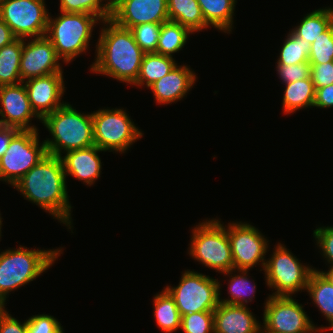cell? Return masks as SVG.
<instances>
[{
  "mask_svg": "<svg viewBox=\"0 0 333 333\" xmlns=\"http://www.w3.org/2000/svg\"><path fill=\"white\" fill-rule=\"evenodd\" d=\"M22 195L55 218L71 225V205L61 158L46 154L15 185Z\"/></svg>",
  "mask_w": 333,
  "mask_h": 333,
  "instance_id": "cell-1",
  "label": "cell"
},
{
  "mask_svg": "<svg viewBox=\"0 0 333 333\" xmlns=\"http://www.w3.org/2000/svg\"><path fill=\"white\" fill-rule=\"evenodd\" d=\"M107 28L101 30L97 58L91 71L101 73L122 82L133 84L138 77L144 52L137 45L130 29L106 19Z\"/></svg>",
  "mask_w": 333,
  "mask_h": 333,
  "instance_id": "cell-2",
  "label": "cell"
},
{
  "mask_svg": "<svg viewBox=\"0 0 333 333\" xmlns=\"http://www.w3.org/2000/svg\"><path fill=\"white\" fill-rule=\"evenodd\" d=\"M42 123L50 131L52 140H44L47 154L61 157V152L78 150L94 145L91 114H81L68 103L47 115Z\"/></svg>",
  "mask_w": 333,
  "mask_h": 333,
  "instance_id": "cell-3",
  "label": "cell"
},
{
  "mask_svg": "<svg viewBox=\"0 0 333 333\" xmlns=\"http://www.w3.org/2000/svg\"><path fill=\"white\" fill-rule=\"evenodd\" d=\"M62 249L29 250L20 246L17 250L0 253V301L6 295L40 276L60 256Z\"/></svg>",
  "mask_w": 333,
  "mask_h": 333,
  "instance_id": "cell-4",
  "label": "cell"
},
{
  "mask_svg": "<svg viewBox=\"0 0 333 333\" xmlns=\"http://www.w3.org/2000/svg\"><path fill=\"white\" fill-rule=\"evenodd\" d=\"M98 20L92 14L61 12L58 18L48 19L45 36L52 43L57 56L68 63L85 52L92 36V28Z\"/></svg>",
  "mask_w": 333,
  "mask_h": 333,
  "instance_id": "cell-5",
  "label": "cell"
},
{
  "mask_svg": "<svg viewBox=\"0 0 333 333\" xmlns=\"http://www.w3.org/2000/svg\"><path fill=\"white\" fill-rule=\"evenodd\" d=\"M197 226L192 233L190 255L206 267L230 275L234 264L227 229L216 219Z\"/></svg>",
  "mask_w": 333,
  "mask_h": 333,
  "instance_id": "cell-6",
  "label": "cell"
},
{
  "mask_svg": "<svg viewBox=\"0 0 333 333\" xmlns=\"http://www.w3.org/2000/svg\"><path fill=\"white\" fill-rule=\"evenodd\" d=\"M180 312L181 317L201 311H214L219 304L220 284L194 271H185L177 287L164 288Z\"/></svg>",
  "mask_w": 333,
  "mask_h": 333,
  "instance_id": "cell-7",
  "label": "cell"
},
{
  "mask_svg": "<svg viewBox=\"0 0 333 333\" xmlns=\"http://www.w3.org/2000/svg\"><path fill=\"white\" fill-rule=\"evenodd\" d=\"M37 130H19L0 158V180L14 186L47 154L45 143L39 146Z\"/></svg>",
  "mask_w": 333,
  "mask_h": 333,
  "instance_id": "cell-8",
  "label": "cell"
},
{
  "mask_svg": "<svg viewBox=\"0 0 333 333\" xmlns=\"http://www.w3.org/2000/svg\"><path fill=\"white\" fill-rule=\"evenodd\" d=\"M94 145L104 151L125 152L142 137L125 110L101 109L92 113Z\"/></svg>",
  "mask_w": 333,
  "mask_h": 333,
  "instance_id": "cell-9",
  "label": "cell"
},
{
  "mask_svg": "<svg viewBox=\"0 0 333 333\" xmlns=\"http://www.w3.org/2000/svg\"><path fill=\"white\" fill-rule=\"evenodd\" d=\"M264 272L267 285L277 290L271 296H290L306 290L314 268L300 264L282 244H278L272 257L266 261Z\"/></svg>",
  "mask_w": 333,
  "mask_h": 333,
  "instance_id": "cell-10",
  "label": "cell"
},
{
  "mask_svg": "<svg viewBox=\"0 0 333 333\" xmlns=\"http://www.w3.org/2000/svg\"><path fill=\"white\" fill-rule=\"evenodd\" d=\"M47 12L44 0H0V18L17 39L45 36Z\"/></svg>",
  "mask_w": 333,
  "mask_h": 333,
  "instance_id": "cell-11",
  "label": "cell"
},
{
  "mask_svg": "<svg viewBox=\"0 0 333 333\" xmlns=\"http://www.w3.org/2000/svg\"><path fill=\"white\" fill-rule=\"evenodd\" d=\"M227 228L234 271L249 270L261 261L264 270L268 241L259 230L248 223H230Z\"/></svg>",
  "mask_w": 333,
  "mask_h": 333,
  "instance_id": "cell-12",
  "label": "cell"
},
{
  "mask_svg": "<svg viewBox=\"0 0 333 333\" xmlns=\"http://www.w3.org/2000/svg\"><path fill=\"white\" fill-rule=\"evenodd\" d=\"M263 316V330L268 333H302L312 324L291 296H269Z\"/></svg>",
  "mask_w": 333,
  "mask_h": 333,
  "instance_id": "cell-13",
  "label": "cell"
},
{
  "mask_svg": "<svg viewBox=\"0 0 333 333\" xmlns=\"http://www.w3.org/2000/svg\"><path fill=\"white\" fill-rule=\"evenodd\" d=\"M60 58L56 50L46 36L35 37L31 42H24L20 58V77L22 82L25 79H32L46 76L52 73H63Z\"/></svg>",
  "mask_w": 333,
  "mask_h": 333,
  "instance_id": "cell-14",
  "label": "cell"
},
{
  "mask_svg": "<svg viewBox=\"0 0 333 333\" xmlns=\"http://www.w3.org/2000/svg\"><path fill=\"white\" fill-rule=\"evenodd\" d=\"M110 19L128 29L144 23H163L169 20L167 0H119Z\"/></svg>",
  "mask_w": 333,
  "mask_h": 333,
  "instance_id": "cell-15",
  "label": "cell"
},
{
  "mask_svg": "<svg viewBox=\"0 0 333 333\" xmlns=\"http://www.w3.org/2000/svg\"><path fill=\"white\" fill-rule=\"evenodd\" d=\"M24 82L0 86V125L14 127L19 130H38L29 126L32 117L41 120L31 107ZM7 117V118H6Z\"/></svg>",
  "mask_w": 333,
  "mask_h": 333,
  "instance_id": "cell-16",
  "label": "cell"
},
{
  "mask_svg": "<svg viewBox=\"0 0 333 333\" xmlns=\"http://www.w3.org/2000/svg\"><path fill=\"white\" fill-rule=\"evenodd\" d=\"M62 75V73H52L28 79L24 84L31 107L41 121L64 104L61 103L65 92Z\"/></svg>",
  "mask_w": 333,
  "mask_h": 333,
  "instance_id": "cell-17",
  "label": "cell"
},
{
  "mask_svg": "<svg viewBox=\"0 0 333 333\" xmlns=\"http://www.w3.org/2000/svg\"><path fill=\"white\" fill-rule=\"evenodd\" d=\"M214 333H256L261 329L246 305L219 302L214 310Z\"/></svg>",
  "mask_w": 333,
  "mask_h": 333,
  "instance_id": "cell-18",
  "label": "cell"
},
{
  "mask_svg": "<svg viewBox=\"0 0 333 333\" xmlns=\"http://www.w3.org/2000/svg\"><path fill=\"white\" fill-rule=\"evenodd\" d=\"M100 151L104 150L92 145L66 152L64 157H60L65 175H72L87 185H92L101 172V160L97 154Z\"/></svg>",
  "mask_w": 333,
  "mask_h": 333,
  "instance_id": "cell-19",
  "label": "cell"
},
{
  "mask_svg": "<svg viewBox=\"0 0 333 333\" xmlns=\"http://www.w3.org/2000/svg\"><path fill=\"white\" fill-rule=\"evenodd\" d=\"M196 81L195 73L187 66H175L167 75L153 83L149 88L160 104L181 100Z\"/></svg>",
  "mask_w": 333,
  "mask_h": 333,
  "instance_id": "cell-20",
  "label": "cell"
},
{
  "mask_svg": "<svg viewBox=\"0 0 333 333\" xmlns=\"http://www.w3.org/2000/svg\"><path fill=\"white\" fill-rule=\"evenodd\" d=\"M169 20L188 28L192 33L208 26L197 0H167Z\"/></svg>",
  "mask_w": 333,
  "mask_h": 333,
  "instance_id": "cell-21",
  "label": "cell"
},
{
  "mask_svg": "<svg viewBox=\"0 0 333 333\" xmlns=\"http://www.w3.org/2000/svg\"><path fill=\"white\" fill-rule=\"evenodd\" d=\"M207 26L231 31L236 0H197Z\"/></svg>",
  "mask_w": 333,
  "mask_h": 333,
  "instance_id": "cell-22",
  "label": "cell"
},
{
  "mask_svg": "<svg viewBox=\"0 0 333 333\" xmlns=\"http://www.w3.org/2000/svg\"><path fill=\"white\" fill-rule=\"evenodd\" d=\"M173 57L157 53H145L140 66L137 80L133 85L150 87L157 80L167 75L175 66ZM145 82V83H144Z\"/></svg>",
  "mask_w": 333,
  "mask_h": 333,
  "instance_id": "cell-23",
  "label": "cell"
},
{
  "mask_svg": "<svg viewBox=\"0 0 333 333\" xmlns=\"http://www.w3.org/2000/svg\"><path fill=\"white\" fill-rule=\"evenodd\" d=\"M285 85L282 105L286 113L314 105L316 89L311 76Z\"/></svg>",
  "mask_w": 333,
  "mask_h": 333,
  "instance_id": "cell-24",
  "label": "cell"
},
{
  "mask_svg": "<svg viewBox=\"0 0 333 333\" xmlns=\"http://www.w3.org/2000/svg\"><path fill=\"white\" fill-rule=\"evenodd\" d=\"M23 39H16L0 49V86L21 83L20 58Z\"/></svg>",
  "mask_w": 333,
  "mask_h": 333,
  "instance_id": "cell-25",
  "label": "cell"
},
{
  "mask_svg": "<svg viewBox=\"0 0 333 333\" xmlns=\"http://www.w3.org/2000/svg\"><path fill=\"white\" fill-rule=\"evenodd\" d=\"M314 303L333 326V286L316 269L311 273L306 287Z\"/></svg>",
  "mask_w": 333,
  "mask_h": 333,
  "instance_id": "cell-26",
  "label": "cell"
},
{
  "mask_svg": "<svg viewBox=\"0 0 333 333\" xmlns=\"http://www.w3.org/2000/svg\"><path fill=\"white\" fill-rule=\"evenodd\" d=\"M333 24V9H318L307 14L300 25L292 29V32L308 42L313 43L321 33Z\"/></svg>",
  "mask_w": 333,
  "mask_h": 333,
  "instance_id": "cell-27",
  "label": "cell"
},
{
  "mask_svg": "<svg viewBox=\"0 0 333 333\" xmlns=\"http://www.w3.org/2000/svg\"><path fill=\"white\" fill-rule=\"evenodd\" d=\"M153 302L156 323L162 331L171 333L180 328V312L174 299L165 289L155 295Z\"/></svg>",
  "mask_w": 333,
  "mask_h": 333,
  "instance_id": "cell-28",
  "label": "cell"
},
{
  "mask_svg": "<svg viewBox=\"0 0 333 333\" xmlns=\"http://www.w3.org/2000/svg\"><path fill=\"white\" fill-rule=\"evenodd\" d=\"M190 33L192 34L188 28L177 22L171 20L163 22L156 53L172 57V53L184 47Z\"/></svg>",
  "mask_w": 333,
  "mask_h": 333,
  "instance_id": "cell-29",
  "label": "cell"
},
{
  "mask_svg": "<svg viewBox=\"0 0 333 333\" xmlns=\"http://www.w3.org/2000/svg\"><path fill=\"white\" fill-rule=\"evenodd\" d=\"M311 50L310 42L297 37L292 31L287 35L277 64L293 65L308 62Z\"/></svg>",
  "mask_w": 333,
  "mask_h": 333,
  "instance_id": "cell-30",
  "label": "cell"
},
{
  "mask_svg": "<svg viewBox=\"0 0 333 333\" xmlns=\"http://www.w3.org/2000/svg\"><path fill=\"white\" fill-rule=\"evenodd\" d=\"M102 0H60V11L65 13H87L96 16L99 21L110 19L112 10Z\"/></svg>",
  "mask_w": 333,
  "mask_h": 333,
  "instance_id": "cell-31",
  "label": "cell"
},
{
  "mask_svg": "<svg viewBox=\"0 0 333 333\" xmlns=\"http://www.w3.org/2000/svg\"><path fill=\"white\" fill-rule=\"evenodd\" d=\"M240 272L242 273V275L235 274L229 280V294L232 297H230L229 299L221 300L220 293H219V302L224 303V304H230V305L244 306L245 303L252 301V298H254L256 285L254 284L251 287V285H250L251 283L246 276L248 270H240ZM249 292H250V295H249ZM245 296H250V297H248L249 301L247 300V298Z\"/></svg>",
  "mask_w": 333,
  "mask_h": 333,
  "instance_id": "cell-32",
  "label": "cell"
},
{
  "mask_svg": "<svg viewBox=\"0 0 333 333\" xmlns=\"http://www.w3.org/2000/svg\"><path fill=\"white\" fill-rule=\"evenodd\" d=\"M162 23H144L130 28L134 40L144 53H156Z\"/></svg>",
  "mask_w": 333,
  "mask_h": 333,
  "instance_id": "cell-33",
  "label": "cell"
},
{
  "mask_svg": "<svg viewBox=\"0 0 333 333\" xmlns=\"http://www.w3.org/2000/svg\"><path fill=\"white\" fill-rule=\"evenodd\" d=\"M333 61V24L311 43L308 62L322 64Z\"/></svg>",
  "mask_w": 333,
  "mask_h": 333,
  "instance_id": "cell-34",
  "label": "cell"
},
{
  "mask_svg": "<svg viewBox=\"0 0 333 333\" xmlns=\"http://www.w3.org/2000/svg\"><path fill=\"white\" fill-rule=\"evenodd\" d=\"M214 311L190 313L181 317L184 333H214Z\"/></svg>",
  "mask_w": 333,
  "mask_h": 333,
  "instance_id": "cell-35",
  "label": "cell"
},
{
  "mask_svg": "<svg viewBox=\"0 0 333 333\" xmlns=\"http://www.w3.org/2000/svg\"><path fill=\"white\" fill-rule=\"evenodd\" d=\"M28 333H63L60 323L51 315H35L27 320Z\"/></svg>",
  "mask_w": 333,
  "mask_h": 333,
  "instance_id": "cell-36",
  "label": "cell"
},
{
  "mask_svg": "<svg viewBox=\"0 0 333 333\" xmlns=\"http://www.w3.org/2000/svg\"><path fill=\"white\" fill-rule=\"evenodd\" d=\"M277 71L279 77L285 84L310 77L311 65L309 62H302L293 65L278 64Z\"/></svg>",
  "mask_w": 333,
  "mask_h": 333,
  "instance_id": "cell-37",
  "label": "cell"
},
{
  "mask_svg": "<svg viewBox=\"0 0 333 333\" xmlns=\"http://www.w3.org/2000/svg\"><path fill=\"white\" fill-rule=\"evenodd\" d=\"M311 65V79L315 88L333 84V61Z\"/></svg>",
  "mask_w": 333,
  "mask_h": 333,
  "instance_id": "cell-38",
  "label": "cell"
},
{
  "mask_svg": "<svg viewBox=\"0 0 333 333\" xmlns=\"http://www.w3.org/2000/svg\"><path fill=\"white\" fill-rule=\"evenodd\" d=\"M314 237L317 244L323 251V255L333 267V227H319L314 230Z\"/></svg>",
  "mask_w": 333,
  "mask_h": 333,
  "instance_id": "cell-39",
  "label": "cell"
},
{
  "mask_svg": "<svg viewBox=\"0 0 333 333\" xmlns=\"http://www.w3.org/2000/svg\"><path fill=\"white\" fill-rule=\"evenodd\" d=\"M0 333H28L27 320L21 324L6 312L0 321Z\"/></svg>",
  "mask_w": 333,
  "mask_h": 333,
  "instance_id": "cell-40",
  "label": "cell"
},
{
  "mask_svg": "<svg viewBox=\"0 0 333 333\" xmlns=\"http://www.w3.org/2000/svg\"><path fill=\"white\" fill-rule=\"evenodd\" d=\"M315 101L313 107L331 108L333 107V84L315 88Z\"/></svg>",
  "mask_w": 333,
  "mask_h": 333,
  "instance_id": "cell-41",
  "label": "cell"
},
{
  "mask_svg": "<svg viewBox=\"0 0 333 333\" xmlns=\"http://www.w3.org/2000/svg\"><path fill=\"white\" fill-rule=\"evenodd\" d=\"M19 129L0 125V158L6 154L11 138Z\"/></svg>",
  "mask_w": 333,
  "mask_h": 333,
  "instance_id": "cell-42",
  "label": "cell"
},
{
  "mask_svg": "<svg viewBox=\"0 0 333 333\" xmlns=\"http://www.w3.org/2000/svg\"><path fill=\"white\" fill-rule=\"evenodd\" d=\"M17 38L9 26L0 18V49L13 42Z\"/></svg>",
  "mask_w": 333,
  "mask_h": 333,
  "instance_id": "cell-43",
  "label": "cell"
},
{
  "mask_svg": "<svg viewBox=\"0 0 333 333\" xmlns=\"http://www.w3.org/2000/svg\"><path fill=\"white\" fill-rule=\"evenodd\" d=\"M333 286V267H330V269L327 272L319 271Z\"/></svg>",
  "mask_w": 333,
  "mask_h": 333,
  "instance_id": "cell-44",
  "label": "cell"
},
{
  "mask_svg": "<svg viewBox=\"0 0 333 333\" xmlns=\"http://www.w3.org/2000/svg\"><path fill=\"white\" fill-rule=\"evenodd\" d=\"M329 329L330 328V326L329 327H326V328H324V327H321V328H316L313 324H311V326H309L307 329H305L302 333H315V332H319V331H325L326 329ZM320 329V330H319Z\"/></svg>",
  "mask_w": 333,
  "mask_h": 333,
  "instance_id": "cell-45",
  "label": "cell"
},
{
  "mask_svg": "<svg viewBox=\"0 0 333 333\" xmlns=\"http://www.w3.org/2000/svg\"><path fill=\"white\" fill-rule=\"evenodd\" d=\"M5 306V302L0 301V321L2 319V317L4 316V314L7 312L4 308Z\"/></svg>",
  "mask_w": 333,
  "mask_h": 333,
  "instance_id": "cell-46",
  "label": "cell"
},
{
  "mask_svg": "<svg viewBox=\"0 0 333 333\" xmlns=\"http://www.w3.org/2000/svg\"><path fill=\"white\" fill-rule=\"evenodd\" d=\"M104 1V0H103ZM108 1V0H107ZM119 0H109L107 2V5L109 6V8L112 10L117 4H118Z\"/></svg>",
  "mask_w": 333,
  "mask_h": 333,
  "instance_id": "cell-47",
  "label": "cell"
},
{
  "mask_svg": "<svg viewBox=\"0 0 333 333\" xmlns=\"http://www.w3.org/2000/svg\"><path fill=\"white\" fill-rule=\"evenodd\" d=\"M259 331L261 332V331H263V330H262V329H260V330H258L256 333H260ZM261 333H268V332L264 330V331H263V332H261Z\"/></svg>",
  "mask_w": 333,
  "mask_h": 333,
  "instance_id": "cell-48",
  "label": "cell"
},
{
  "mask_svg": "<svg viewBox=\"0 0 333 333\" xmlns=\"http://www.w3.org/2000/svg\"><path fill=\"white\" fill-rule=\"evenodd\" d=\"M1 219H2V218L0 217V236H1V227H2V226H1V225H2V221H1Z\"/></svg>",
  "mask_w": 333,
  "mask_h": 333,
  "instance_id": "cell-49",
  "label": "cell"
}]
</instances>
